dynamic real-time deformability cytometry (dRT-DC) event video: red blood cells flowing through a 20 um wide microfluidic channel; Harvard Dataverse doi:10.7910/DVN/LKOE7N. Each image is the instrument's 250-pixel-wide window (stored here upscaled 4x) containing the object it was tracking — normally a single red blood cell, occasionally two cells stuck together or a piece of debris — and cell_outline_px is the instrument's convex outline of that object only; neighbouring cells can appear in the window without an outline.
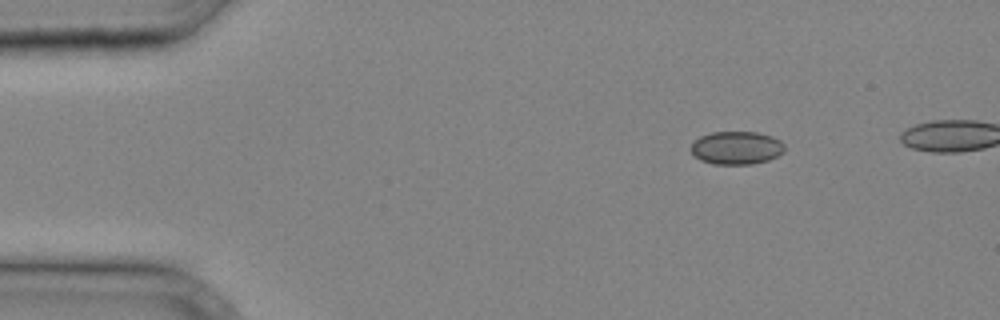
{"species": "common noctule bat (a hibernating species)", "species_latin": "Nyctalus noctula", "temperature_condition": "cold", "stored_images_in_passage": 30, "camera_frame_rate_fps": 3000, "um_per_image_px": 0.085, "animal": {"sex": "male", "body_mass_g": 20.4}, "frame": {"image": 1, "passage_image": 1, "time_ms": 0.0, "image_size_px": [1000, 320], "cell_outline_px": [[784, 152], [768, 160], [752, 164], [712, 164], [700, 160], [692, 156], [688, 148], [700, 136], [712, 132], [756, 132], [772, 136], [780, 140], [784, 144]], "centroid_in_image_um": [62.56, 12.57], "position_along_channel_um": 22.4, "area_um2": 18.26}}
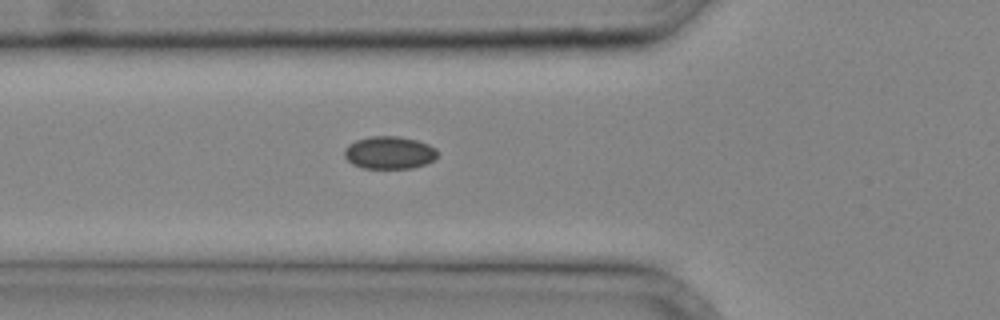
{"frame": {"image": 2, "passage_image": 9, "time_ms": 2.667, "image_size_px": [1000, 320], "cell_outline_px": [[440, 156], [424, 164], [412, 168], [364, 168], [352, 164], [344, 156], [344, 148], [348, 144], [356, 140], [368, 136], [400, 136], [416, 140], [428, 144], [436, 148], [440, 152]], "centroid_in_image_um": [33.1, 12.96], "position_along_channel_um": 92.7, "area_um2": 17.92}}
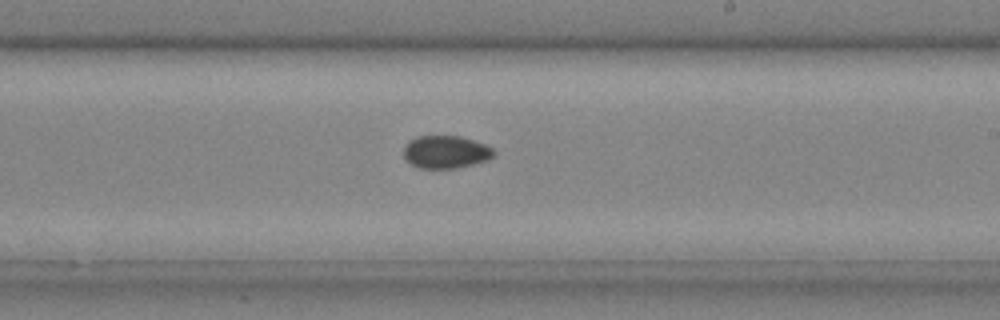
{"frame": {"image": 3, "passage_image": 18, "time_ms": 5.667, "image_size_px": [1000, 320], "cell_outline_px": [[496, 152], [488, 160], [472, 164], [452, 168], [420, 168], [412, 164], [404, 156], [404, 148], [408, 140], [416, 136], [460, 136], [484, 144], [492, 148]], "centroid_in_image_um": [37.88, 12.9], "position_along_channel_um": 251.1, "area_um2": 16.99}}